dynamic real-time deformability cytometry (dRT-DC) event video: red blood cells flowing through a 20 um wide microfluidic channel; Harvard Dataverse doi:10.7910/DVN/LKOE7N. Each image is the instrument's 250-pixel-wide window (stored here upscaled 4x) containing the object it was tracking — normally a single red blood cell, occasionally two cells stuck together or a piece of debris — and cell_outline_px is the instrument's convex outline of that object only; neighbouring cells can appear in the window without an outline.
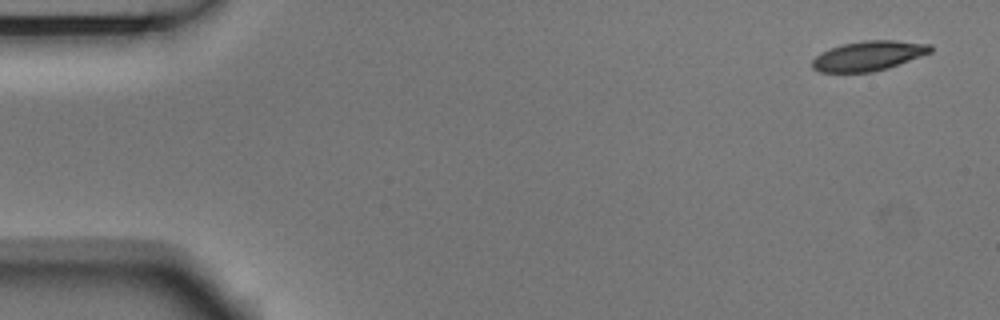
{"species": "Egyptian fruit bat (a non-hibernating species)", "species_latin": "Rousettus aegyptiacus", "temperature_condition": "room temperature", "stored_images_in_passage": 4, "camera_frame_rate_fps": 3000, "um_per_image_px": 0.085, "animal": {"sex": "male"}, "frame": {"image": 1, "passage_image": 1, "time_ms": 0.0, "image_size_px": [1000, 320], "cell_outline_px": [[932, 52], [888, 68], [872, 72], [820, 72], [812, 68], [812, 60], [820, 52], [844, 44], [864, 40], [896, 40], [932, 44]], "centroid_in_image_um": [73.84, 4.74], "position_along_channel_um": 11.2, "area_um2": 20.46}}
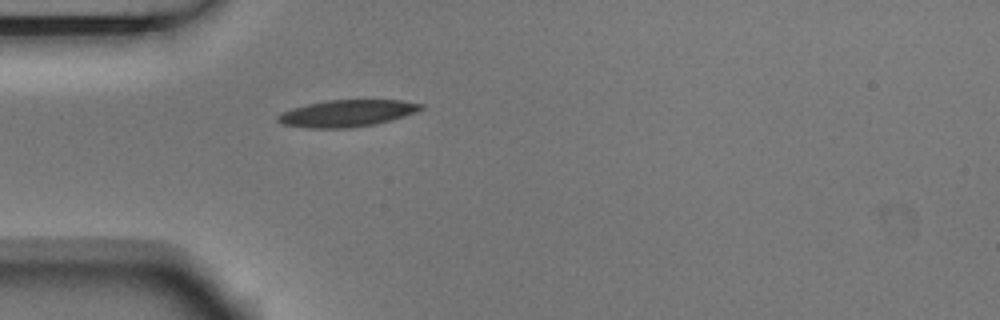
{"frame": {"image": 2, "passage_image": 4, "time_ms": 1.0, "image_size_px": [1000, 320], "cell_outline_px": [[424, 108], [404, 116], [372, 124], [352, 128], [308, 128], [284, 124], [276, 120], [276, 116], [280, 112], [292, 108], [308, 104], [328, 100], [400, 100], [424, 104]], "centroid_in_image_um": [29.45, 9.62], "position_along_channel_um": 55.5, "area_um2": 22.2}}